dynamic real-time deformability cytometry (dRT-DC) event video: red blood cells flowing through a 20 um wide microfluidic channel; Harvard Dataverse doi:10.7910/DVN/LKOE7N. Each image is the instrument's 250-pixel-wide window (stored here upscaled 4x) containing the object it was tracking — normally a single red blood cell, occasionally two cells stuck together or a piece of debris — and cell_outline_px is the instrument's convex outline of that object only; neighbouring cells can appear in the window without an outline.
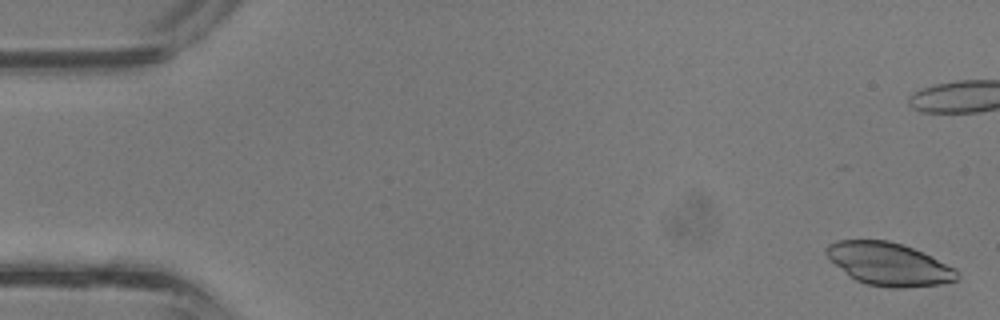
{"species": "common noctule bat (a hibernating species)", "species_latin": "Nyctalus noctula", "temperature_condition": "room temperature", "stored_images_in_passage": 26, "camera_frame_rate_fps": 3000, "um_per_image_px": 0.085, "animal": {"sex": "male", "body_mass_g": 13.3}, "frame": {"image": 1, "passage_image": 1, "time_ms": 0.0, "image_size_px": [1000, 320], "cell_outline_px": [[960, 276], [956, 280], [940, 284], [904, 288], [888, 288], [868, 284], [856, 280], [848, 276], [824, 252], [824, 248], [828, 244], [836, 240], [888, 240], [912, 248], [956, 268], [960, 272]], "centroid_in_image_um": [75.55, 22.45], "position_along_channel_um": 9.4, "area_um2": 32.54}}